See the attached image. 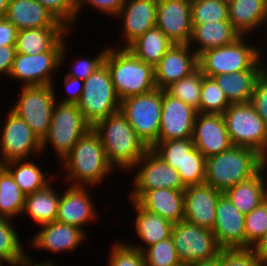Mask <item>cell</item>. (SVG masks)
Instances as JSON below:
<instances>
[{
    "label": "cell",
    "mask_w": 267,
    "mask_h": 266,
    "mask_svg": "<svg viewBox=\"0 0 267 266\" xmlns=\"http://www.w3.org/2000/svg\"><path fill=\"white\" fill-rule=\"evenodd\" d=\"M92 128L100 137L108 162L118 170L130 171L149 149L121 111L108 115Z\"/></svg>",
    "instance_id": "cell-2"
},
{
    "label": "cell",
    "mask_w": 267,
    "mask_h": 266,
    "mask_svg": "<svg viewBox=\"0 0 267 266\" xmlns=\"http://www.w3.org/2000/svg\"><path fill=\"white\" fill-rule=\"evenodd\" d=\"M172 45L168 37L155 26L135 40L128 49L138 59L155 67Z\"/></svg>",
    "instance_id": "cell-34"
},
{
    "label": "cell",
    "mask_w": 267,
    "mask_h": 266,
    "mask_svg": "<svg viewBox=\"0 0 267 266\" xmlns=\"http://www.w3.org/2000/svg\"><path fill=\"white\" fill-rule=\"evenodd\" d=\"M65 172V183L71 186L97 187L113 174L99 135L90 128L60 161Z\"/></svg>",
    "instance_id": "cell-1"
},
{
    "label": "cell",
    "mask_w": 267,
    "mask_h": 266,
    "mask_svg": "<svg viewBox=\"0 0 267 266\" xmlns=\"http://www.w3.org/2000/svg\"><path fill=\"white\" fill-rule=\"evenodd\" d=\"M25 196L6 170L0 177V216L14 220L22 214Z\"/></svg>",
    "instance_id": "cell-36"
},
{
    "label": "cell",
    "mask_w": 267,
    "mask_h": 266,
    "mask_svg": "<svg viewBox=\"0 0 267 266\" xmlns=\"http://www.w3.org/2000/svg\"><path fill=\"white\" fill-rule=\"evenodd\" d=\"M185 186L200 185L205 183L206 157L194 148L177 170Z\"/></svg>",
    "instance_id": "cell-41"
},
{
    "label": "cell",
    "mask_w": 267,
    "mask_h": 266,
    "mask_svg": "<svg viewBox=\"0 0 267 266\" xmlns=\"http://www.w3.org/2000/svg\"><path fill=\"white\" fill-rule=\"evenodd\" d=\"M261 58L251 69L213 76L230 104L250 102L257 78L266 69Z\"/></svg>",
    "instance_id": "cell-27"
},
{
    "label": "cell",
    "mask_w": 267,
    "mask_h": 266,
    "mask_svg": "<svg viewBox=\"0 0 267 266\" xmlns=\"http://www.w3.org/2000/svg\"><path fill=\"white\" fill-rule=\"evenodd\" d=\"M40 230L32 237L29 246L56 253L73 252L86 239V233L72 225L57 221L40 225Z\"/></svg>",
    "instance_id": "cell-23"
},
{
    "label": "cell",
    "mask_w": 267,
    "mask_h": 266,
    "mask_svg": "<svg viewBox=\"0 0 267 266\" xmlns=\"http://www.w3.org/2000/svg\"><path fill=\"white\" fill-rule=\"evenodd\" d=\"M8 4L9 0H0V19L4 18Z\"/></svg>",
    "instance_id": "cell-56"
},
{
    "label": "cell",
    "mask_w": 267,
    "mask_h": 266,
    "mask_svg": "<svg viewBox=\"0 0 267 266\" xmlns=\"http://www.w3.org/2000/svg\"><path fill=\"white\" fill-rule=\"evenodd\" d=\"M32 159L12 160L7 163V171L12 175L15 183L25 194L34 193L45 188L52 182V175L47 176L49 171H42L40 164ZM51 177V178H49ZM51 179V180H50Z\"/></svg>",
    "instance_id": "cell-33"
},
{
    "label": "cell",
    "mask_w": 267,
    "mask_h": 266,
    "mask_svg": "<svg viewBox=\"0 0 267 266\" xmlns=\"http://www.w3.org/2000/svg\"><path fill=\"white\" fill-rule=\"evenodd\" d=\"M16 54L15 45H4L0 47V77L8 76Z\"/></svg>",
    "instance_id": "cell-51"
},
{
    "label": "cell",
    "mask_w": 267,
    "mask_h": 266,
    "mask_svg": "<svg viewBox=\"0 0 267 266\" xmlns=\"http://www.w3.org/2000/svg\"><path fill=\"white\" fill-rule=\"evenodd\" d=\"M135 202L146 211L158 214L173 224L184 221L182 190L157 188L143 192Z\"/></svg>",
    "instance_id": "cell-26"
},
{
    "label": "cell",
    "mask_w": 267,
    "mask_h": 266,
    "mask_svg": "<svg viewBox=\"0 0 267 266\" xmlns=\"http://www.w3.org/2000/svg\"><path fill=\"white\" fill-rule=\"evenodd\" d=\"M222 1L225 2V3H227V4H230V3H232V2H234L236 0H222Z\"/></svg>",
    "instance_id": "cell-59"
},
{
    "label": "cell",
    "mask_w": 267,
    "mask_h": 266,
    "mask_svg": "<svg viewBox=\"0 0 267 266\" xmlns=\"http://www.w3.org/2000/svg\"><path fill=\"white\" fill-rule=\"evenodd\" d=\"M53 187L50 183L45 188L25 196L22 214L30 216L36 225L56 221L60 193Z\"/></svg>",
    "instance_id": "cell-32"
},
{
    "label": "cell",
    "mask_w": 267,
    "mask_h": 266,
    "mask_svg": "<svg viewBox=\"0 0 267 266\" xmlns=\"http://www.w3.org/2000/svg\"><path fill=\"white\" fill-rule=\"evenodd\" d=\"M133 170L136 173L133 176V187L128 196L129 200L135 201L143 192L157 188L182 191L186 188L177 170L167 164L151 148L145 152L129 172Z\"/></svg>",
    "instance_id": "cell-11"
},
{
    "label": "cell",
    "mask_w": 267,
    "mask_h": 266,
    "mask_svg": "<svg viewBox=\"0 0 267 266\" xmlns=\"http://www.w3.org/2000/svg\"><path fill=\"white\" fill-rule=\"evenodd\" d=\"M178 266H188V264H186V263H181V264H179Z\"/></svg>",
    "instance_id": "cell-61"
},
{
    "label": "cell",
    "mask_w": 267,
    "mask_h": 266,
    "mask_svg": "<svg viewBox=\"0 0 267 266\" xmlns=\"http://www.w3.org/2000/svg\"><path fill=\"white\" fill-rule=\"evenodd\" d=\"M245 214L222 193L215 210L214 236L222 249L246 248Z\"/></svg>",
    "instance_id": "cell-17"
},
{
    "label": "cell",
    "mask_w": 267,
    "mask_h": 266,
    "mask_svg": "<svg viewBox=\"0 0 267 266\" xmlns=\"http://www.w3.org/2000/svg\"><path fill=\"white\" fill-rule=\"evenodd\" d=\"M69 27L30 28L18 31L15 48L17 53L40 54L49 50H62Z\"/></svg>",
    "instance_id": "cell-25"
},
{
    "label": "cell",
    "mask_w": 267,
    "mask_h": 266,
    "mask_svg": "<svg viewBox=\"0 0 267 266\" xmlns=\"http://www.w3.org/2000/svg\"><path fill=\"white\" fill-rule=\"evenodd\" d=\"M202 86V72L197 68L189 76L172 83L165 91L185 104L192 106L199 113L200 91Z\"/></svg>",
    "instance_id": "cell-37"
},
{
    "label": "cell",
    "mask_w": 267,
    "mask_h": 266,
    "mask_svg": "<svg viewBox=\"0 0 267 266\" xmlns=\"http://www.w3.org/2000/svg\"><path fill=\"white\" fill-rule=\"evenodd\" d=\"M120 103L108 68L103 63L84 80L83 93L77 106L85 121L93 127L108 115L120 111Z\"/></svg>",
    "instance_id": "cell-6"
},
{
    "label": "cell",
    "mask_w": 267,
    "mask_h": 266,
    "mask_svg": "<svg viewBox=\"0 0 267 266\" xmlns=\"http://www.w3.org/2000/svg\"><path fill=\"white\" fill-rule=\"evenodd\" d=\"M130 203L135 209V232L143 244L127 243L141 252L147 247L154 245L157 242L164 241L171 237L173 223L158 214L151 213L141 208L135 201L130 200ZM146 247H145V246Z\"/></svg>",
    "instance_id": "cell-29"
},
{
    "label": "cell",
    "mask_w": 267,
    "mask_h": 266,
    "mask_svg": "<svg viewBox=\"0 0 267 266\" xmlns=\"http://www.w3.org/2000/svg\"><path fill=\"white\" fill-rule=\"evenodd\" d=\"M195 148L192 139L158 141L151 149L167 164L178 170L186 156Z\"/></svg>",
    "instance_id": "cell-39"
},
{
    "label": "cell",
    "mask_w": 267,
    "mask_h": 266,
    "mask_svg": "<svg viewBox=\"0 0 267 266\" xmlns=\"http://www.w3.org/2000/svg\"><path fill=\"white\" fill-rule=\"evenodd\" d=\"M240 36L230 21L192 24L189 46L199 56L209 49L231 44Z\"/></svg>",
    "instance_id": "cell-28"
},
{
    "label": "cell",
    "mask_w": 267,
    "mask_h": 266,
    "mask_svg": "<svg viewBox=\"0 0 267 266\" xmlns=\"http://www.w3.org/2000/svg\"><path fill=\"white\" fill-rule=\"evenodd\" d=\"M64 82L63 86L64 89H66V95H68L65 99L62 97L61 100L55 96V100L60 103H78V101L81 98V95L83 93V86H84V80H80L78 78H73L70 76L64 75Z\"/></svg>",
    "instance_id": "cell-50"
},
{
    "label": "cell",
    "mask_w": 267,
    "mask_h": 266,
    "mask_svg": "<svg viewBox=\"0 0 267 266\" xmlns=\"http://www.w3.org/2000/svg\"><path fill=\"white\" fill-rule=\"evenodd\" d=\"M246 248H253L267 232V199L245 214Z\"/></svg>",
    "instance_id": "cell-42"
},
{
    "label": "cell",
    "mask_w": 267,
    "mask_h": 266,
    "mask_svg": "<svg viewBox=\"0 0 267 266\" xmlns=\"http://www.w3.org/2000/svg\"><path fill=\"white\" fill-rule=\"evenodd\" d=\"M198 68V56L189 44H173L154 67L156 88L165 90Z\"/></svg>",
    "instance_id": "cell-20"
},
{
    "label": "cell",
    "mask_w": 267,
    "mask_h": 266,
    "mask_svg": "<svg viewBox=\"0 0 267 266\" xmlns=\"http://www.w3.org/2000/svg\"><path fill=\"white\" fill-rule=\"evenodd\" d=\"M252 249L263 264L267 263V232Z\"/></svg>",
    "instance_id": "cell-53"
},
{
    "label": "cell",
    "mask_w": 267,
    "mask_h": 266,
    "mask_svg": "<svg viewBox=\"0 0 267 266\" xmlns=\"http://www.w3.org/2000/svg\"><path fill=\"white\" fill-rule=\"evenodd\" d=\"M229 105L230 103L216 81L202 74L199 113L223 114Z\"/></svg>",
    "instance_id": "cell-38"
},
{
    "label": "cell",
    "mask_w": 267,
    "mask_h": 266,
    "mask_svg": "<svg viewBox=\"0 0 267 266\" xmlns=\"http://www.w3.org/2000/svg\"><path fill=\"white\" fill-rule=\"evenodd\" d=\"M266 10L267 0H236L228 4V19L241 36H248L264 28Z\"/></svg>",
    "instance_id": "cell-31"
},
{
    "label": "cell",
    "mask_w": 267,
    "mask_h": 266,
    "mask_svg": "<svg viewBox=\"0 0 267 266\" xmlns=\"http://www.w3.org/2000/svg\"><path fill=\"white\" fill-rule=\"evenodd\" d=\"M158 0H126L116 19L122 20V39L119 48H128L146 31L155 27Z\"/></svg>",
    "instance_id": "cell-22"
},
{
    "label": "cell",
    "mask_w": 267,
    "mask_h": 266,
    "mask_svg": "<svg viewBox=\"0 0 267 266\" xmlns=\"http://www.w3.org/2000/svg\"><path fill=\"white\" fill-rule=\"evenodd\" d=\"M18 29L7 22L4 18L0 19V47L4 45H15Z\"/></svg>",
    "instance_id": "cell-52"
},
{
    "label": "cell",
    "mask_w": 267,
    "mask_h": 266,
    "mask_svg": "<svg viewBox=\"0 0 267 266\" xmlns=\"http://www.w3.org/2000/svg\"><path fill=\"white\" fill-rule=\"evenodd\" d=\"M267 25V10H266V19H265V22H264V27H266Z\"/></svg>",
    "instance_id": "cell-60"
},
{
    "label": "cell",
    "mask_w": 267,
    "mask_h": 266,
    "mask_svg": "<svg viewBox=\"0 0 267 266\" xmlns=\"http://www.w3.org/2000/svg\"><path fill=\"white\" fill-rule=\"evenodd\" d=\"M103 63L108 68L120 100L156 88L154 67L138 59L128 48L110 44Z\"/></svg>",
    "instance_id": "cell-4"
},
{
    "label": "cell",
    "mask_w": 267,
    "mask_h": 266,
    "mask_svg": "<svg viewBox=\"0 0 267 266\" xmlns=\"http://www.w3.org/2000/svg\"><path fill=\"white\" fill-rule=\"evenodd\" d=\"M68 41L62 50H49L40 54H15L9 73L11 80L21 81L23 86L54 85L53 73L62 66L66 57Z\"/></svg>",
    "instance_id": "cell-12"
},
{
    "label": "cell",
    "mask_w": 267,
    "mask_h": 266,
    "mask_svg": "<svg viewBox=\"0 0 267 266\" xmlns=\"http://www.w3.org/2000/svg\"><path fill=\"white\" fill-rule=\"evenodd\" d=\"M110 251L108 266H146L143 253L127 242L117 240Z\"/></svg>",
    "instance_id": "cell-44"
},
{
    "label": "cell",
    "mask_w": 267,
    "mask_h": 266,
    "mask_svg": "<svg viewBox=\"0 0 267 266\" xmlns=\"http://www.w3.org/2000/svg\"><path fill=\"white\" fill-rule=\"evenodd\" d=\"M229 21L228 4L222 0H196L191 2V23Z\"/></svg>",
    "instance_id": "cell-40"
},
{
    "label": "cell",
    "mask_w": 267,
    "mask_h": 266,
    "mask_svg": "<svg viewBox=\"0 0 267 266\" xmlns=\"http://www.w3.org/2000/svg\"><path fill=\"white\" fill-rule=\"evenodd\" d=\"M33 258L30 256V254H26L23 261L18 266H58L54 263L53 260H45L43 262H33ZM53 261V262H52ZM55 264V265H54Z\"/></svg>",
    "instance_id": "cell-54"
},
{
    "label": "cell",
    "mask_w": 267,
    "mask_h": 266,
    "mask_svg": "<svg viewBox=\"0 0 267 266\" xmlns=\"http://www.w3.org/2000/svg\"><path fill=\"white\" fill-rule=\"evenodd\" d=\"M264 167H265L266 173H267V154L264 156Z\"/></svg>",
    "instance_id": "cell-58"
},
{
    "label": "cell",
    "mask_w": 267,
    "mask_h": 266,
    "mask_svg": "<svg viewBox=\"0 0 267 266\" xmlns=\"http://www.w3.org/2000/svg\"><path fill=\"white\" fill-rule=\"evenodd\" d=\"M49 10L59 21L73 29L76 26V0H36ZM76 22V23H75ZM72 27V28H71Z\"/></svg>",
    "instance_id": "cell-46"
},
{
    "label": "cell",
    "mask_w": 267,
    "mask_h": 266,
    "mask_svg": "<svg viewBox=\"0 0 267 266\" xmlns=\"http://www.w3.org/2000/svg\"><path fill=\"white\" fill-rule=\"evenodd\" d=\"M142 253L146 266H178L181 264L171 237L147 247Z\"/></svg>",
    "instance_id": "cell-43"
},
{
    "label": "cell",
    "mask_w": 267,
    "mask_h": 266,
    "mask_svg": "<svg viewBox=\"0 0 267 266\" xmlns=\"http://www.w3.org/2000/svg\"><path fill=\"white\" fill-rule=\"evenodd\" d=\"M14 220L0 216V261L10 266H18L26 253L19 237Z\"/></svg>",
    "instance_id": "cell-35"
},
{
    "label": "cell",
    "mask_w": 267,
    "mask_h": 266,
    "mask_svg": "<svg viewBox=\"0 0 267 266\" xmlns=\"http://www.w3.org/2000/svg\"><path fill=\"white\" fill-rule=\"evenodd\" d=\"M222 115L232 145L267 154V125L250 102L230 104Z\"/></svg>",
    "instance_id": "cell-9"
},
{
    "label": "cell",
    "mask_w": 267,
    "mask_h": 266,
    "mask_svg": "<svg viewBox=\"0 0 267 266\" xmlns=\"http://www.w3.org/2000/svg\"><path fill=\"white\" fill-rule=\"evenodd\" d=\"M126 0H76V20L79 19V14L84 6L95 8L97 11L106 13L107 16L116 17L120 12ZM78 17V18H77Z\"/></svg>",
    "instance_id": "cell-49"
},
{
    "label": "cell",
    "mask_w": 267,
    "mask_h": 266,
    "mask_svg": "<svg viewBox=\"0 0 267 266\" xmlns=\"http://www.w3.org/2000/svg\"><path fill=\"white\" fill-rule=\"evenodd\" d=\"M7 161H5L1 156H0V177L3 175V173L7 170Z\"/></svg>",
    "instance_id": "cell-57"
},
{
    "label": "cell",
    "mask_w": 267,
    "mask_h": 266,
    "mask_svg": "<svg viewBox=\"0 0 267 266\" xmlns=\"http://www.w3.org/2000/svg\"><path fill=\"white\" fill-rule=\"evenodd\" d=\"M191 139L206 158L232 146L222 114L197 113Z\"/></svg>",
    "instance_id": "cell-18"
},
{
    "label": "cell",
    "mask_w": 267,
    "mask_h": 266,
    "mask_svg": "<svg viewBox=\"0 0 267 266\" xmlns=\"http://www.w3.org/2000/svg\"><path fill=\"white\" fill-rule=\"evenodd\" d=\"M188 266H219V254L209 260L189 263Z\"/></svg>",
    "instance_id": "cell-55"
},
{
    "label": "cell",
    "mask_w": 267,
    "mask_h": 266,
    "mask_svg": "<svg viewBox=\"0 0 267 266\" xmlns=\"http://www.w3.org/2000/svg\"><path fill=\"white\" fill-rule=\"evenodd\" d=\"M219 266H263L252 248L221 249Z\"/></svg>",
    "instance_id": "cell-45"
},
{
    "label": "cell",
    "mask_w": 267,
    "mask_h": 266,
    "mask_svg": "<svg viewBox=\"0 0 267 266\" xmlns=\"http://www.w3.org/2000/svg\"><path fill=\"white\" fill-rule=\"evenodd\" d=\"M4 19L18 30L67 27L36 0H9Z\"/></svg>",
    "instance_id": "cell-24"
},
{
    "label": "cell",
    "mask_w": 267,
    "mask_h": 266,
    "mask_svg": "<svg viewBox=\"0 0 267 266\" xmlns=\"http://www.w3.org/2000/svg\"><path fill=\"white\" fill-rule=\"evenodd\" d=\"M90 186H68L60 194L56 221L76 226L85 233V225L96 220V205L92 201ZM84 228V229H83Z\"/></svg>",
    "instance_id": "cell-19"
},
{
    "label": "cell",
    "mask_w": 267,
    "mask_h": 266,
    "mask_svg": "<svg viewBox=\"0 0 267 266\" xmlns=\"http://www.w3.org/2000/svg\"><path fill=\"white\" fill-rule=\"evenodd\" d=\"M108 46H105L103 50H101L98 55L94 56V58H79L78 61H75L74 65L71 67L65 75L73 78H78L80 80H86L91 74L95 72V70L101 66L104 62V57Z\"/></svg>",
    "instance_id": "cell-47"
},
{
    "label": "cell",
    "mask_w": 267,
    "mask_h": 266,
    "mask_svg": "<svg viewBox=\"0 0 267 266\" xmlns=\"http://www.w3.org/2000/svg\"><path fill=\"white\" fill-rule=\"evenodd\" d=\"M265 172L266 169L263 166L254 176L239 182L225 192L241 213H250L267 199V175Z\"/></svg>",
    "instance_id": "cell-30"
},
{
    "label": "cell",
    "mask_w": 267,
    "mask_h": 266,
    "mask_svg": "<svg viewBox=\"0 0 267 266\" xmlns=\"http://www.w3.org/2000/svg\"><path fill=\"white\" fill-rule=\"evenodd\" d=\"M0 266H4V263L2 261H0Z\"/></svg>",
    "instance_id": "cell-62"
},
{
    "label": "cell",
    "mask_w": 267,
    "mask_h": 266,
    "mask_svg": "<svg viewBox=\"0 0 267 266\" xmlns=\"http://www.w3.org/2000/svg\"><path fill=\"white\" fill-rule=\"evenodd\" d=\"M171 238L181 263L209 260L222 249L212 230L186 221L173 224Z\"/></svg>",
    "instance_id": "cell-13"
},
{
    "label": "cell",
    "mask_w": 267,
    "mask_h": 266,
    "mask_svg": "<svg viewBox=\"0 0 267 266\" xmlns=\"http://www.w3.org/2000/svg\"><path fill=\"white\" fill-rule=\"evenodd\" d=\"M155 26L173 44H189L192 36L191 2L158 0Z\"/></svg>",
    "instance_id": "cell-16"
},
{
    "label": "cell",
    "mask_w": 267,
    "mask_h": 266,
    "mask_svg": "<svg viewBox=\"0 0 267 266\" xmlns=\"http://www.w3.org/2000/svg\"><path fill=\"white\" fill-rule=\"evenodd\" d=\"M120 111L148 148L158 142L162 112L161 89L155 88L151 92L121 100Z\"/></svg>",
    "instance_id": "cell-8"
},
{
    "label": "cell",
    "mask_w": 267,
    "mask_h": 266,
    "mask_svg": "<svg viewBox=\"0 0 267 266\" xmlns=\"http://www.w3.org/2000/svg\"><path fill=\"white\" fill-rule=\"evenodd\" d=\"M197 110L162 90V112L158 141L192 137Z\"/></svg>",
    "instance_id": "cell-15"
},
{
    "label": "cell",
    "mask_w": 267,
    "mask_h": 266,
    "mask_svg": "<svg viewBox=\"0 0 267 266\" xmlns=\"http://www.w3.org/2000/svg\"><path fill=\"white\" fill-rule=\"evenodd\" d=\"M0 128V156L7 162L32 159L42 153L39 137L10 109Z\"/></svg>",
    "instance_id": "cell-14"
},
{
    "label": "cell",
    "mask_w": 267,
    "mask_h": 266,
    "mask_svg": "<svg viewBox=\"0 0 267 266\" xmlns=\"http://www.w3.org/2000/svg\"><path fill=\"white\" fill-rule=\"evenodd\" d=\"M55 88L54 85L20 87L19 97L10 108L26 122L40 140L50 127L57 95Z\"/></svg>",
    "instance_id": "cell-10"
},
{
    "label": "cell",
    "mask_w": 267,
    "mask_h": 266,
    "mask_svg": "<svg viewBox=\"0 0 267 266\" xmlns=\"http://www.w3.org/2000/svg\"><path fill=\"white\" fill-rule=\"evenodd\" d=\"M248 36H240L233 43L209 49L198 56V68L206 77L229 74L251 69L261 58L262 48L254 42L248 44ZM247 40V41H246Z\"/></svg>",
    "instance_id": "cell-5"
},
{
    "label": "cell",
    "mask_w": 267,
    "mask_h": 266,
    "mask_svg": "<svg viewBox=\"0 0 267 266\" xmlns=\"http://www.w3.org/2000/svg\"><path fill=\"white\" fill-rule=\"evenodd\" d=\"M250 103L267 125V69L257 78Z\"/></svg>",
    "instance_id": "cell-48"
},
{
    "label": "cell",
    "mask_w": 267,
    "mask_h": 266,
    "mask_svg": "<svg viewBox=\"0 0 267 266\" xmlns=\"http://www.w3.org/2000/svg\"><path fill=\"white\" fill-rule=\"evenodd\" d=\"M264 166V157L252 148L232 145L228 150L206 158L205 183L225 193L254 176Z\"/></svg>",
    "instance_id": "cell-3"
},
{
    "label": "cell",
    "mask_w": 267,
    "mask_h": 266,
    "mask_svg": "<svg viewBox=\"0 0 267 266\" xmlns=\"http://www.w3.org/2000/svg\"><path fill=\"white\" fill-rule=\"evenodd\" d=\"M184 193V221L213 230L215 210L222 192L204 183L186 186Z\"/></svg>",
    "instance_id": "cell-21"
},
{
    "label": "cell",
    "mask_w": 267,
    "mask_h": 266,
    "mask_svg": "<svg viewBox=\"0 0 267 266\" xmlns=\"http://www.w3.org/2000/svg\"><path fill=\"white\" fill-rule=\"evenodd\" d=\"M92 128L84 119L76 103L55 102L50 127L41 140L45 147L55 150L60 161L71 151L74 144Z\"/></svg>",
    "instance_id": "cell-7"
}]
</instances>
